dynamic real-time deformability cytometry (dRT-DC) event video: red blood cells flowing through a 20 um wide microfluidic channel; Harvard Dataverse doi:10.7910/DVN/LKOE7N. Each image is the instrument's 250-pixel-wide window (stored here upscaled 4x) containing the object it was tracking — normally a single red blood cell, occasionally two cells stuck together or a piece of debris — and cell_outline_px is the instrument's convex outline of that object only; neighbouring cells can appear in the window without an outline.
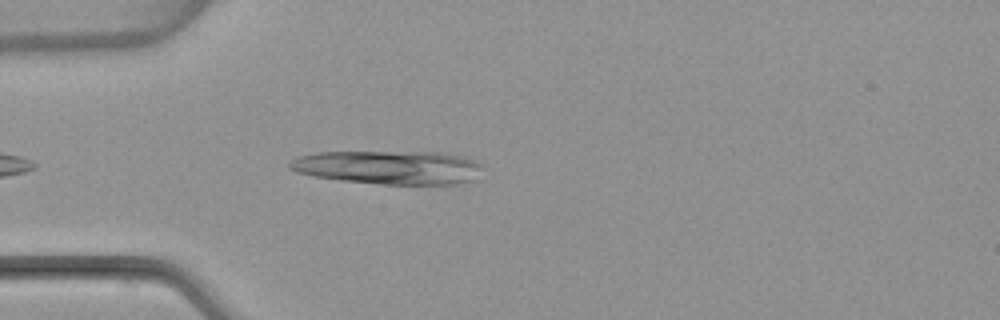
{"species": "common noctule bat (a hibernating species)", "species_latin": "Nyctalus noctula", "temperature_condition": "warm", "stored_images_in_passage": 3, "camera_frame_rate_fps": 3000, "um_per_image_px": 0.085, "animal": {"sex": "female", "body_mass_g": 22.7, "forearm_length_mm": 54.2}, "frame": {"image": 1, "passage_image": 3, "time_ms": 2.667, "image_size_px": [1000, 320], "cell_outline_px": [[480, 168], [476, 180], [456, 184], [384, 184], [340, 180], [312, 176], [296, 172], [288, 168], [288, 160], [296, 156], [316, 152], [444, 152], [464, 156], [476, 160], [480, 164]], "centroid_in_image_um": [33.01, 14.21], "position_along_channel_um": 52.0, "area_um2": 38.26}}